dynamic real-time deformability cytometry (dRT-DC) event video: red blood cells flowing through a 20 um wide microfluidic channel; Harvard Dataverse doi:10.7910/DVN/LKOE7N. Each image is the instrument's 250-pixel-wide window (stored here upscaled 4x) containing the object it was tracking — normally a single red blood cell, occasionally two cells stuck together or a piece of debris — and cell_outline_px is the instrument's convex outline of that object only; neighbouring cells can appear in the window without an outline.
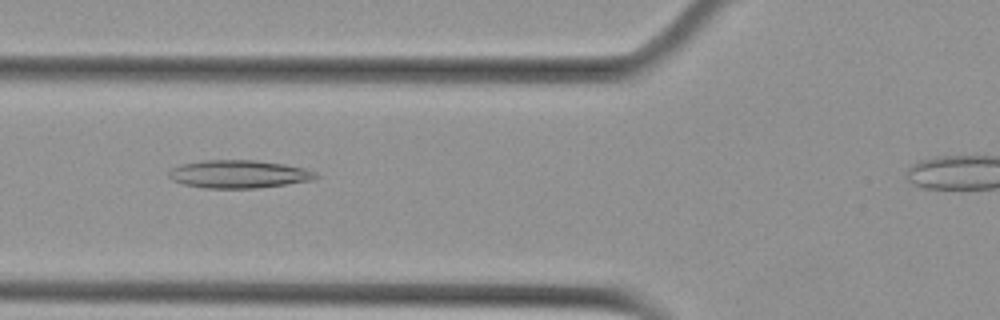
{"species": "Egyptian fruit bat (a non-hibernating species)", "species_latin": "Rousettus aegyptiacus", "temperature_condition": "cold", "stored_images_in_passage": 8, "segment_of_instrument_passage": [1, 2], "camera_frame_rate_fps": 3000, "um_per_image_px": 0.085, "animal": {"sex": "female"}, "frame": {"image": 1, "passage_image": 5, "time_ms": 1.333, "image_size_px": [1000, 320], "cell_outline_px": [[320, 176], [316, 180], [256, 188], [204, 188], [184, 184], [172, 180], [168, 176], [168, 172], [172, 168], [180, 164], [204, 160], [256, 160], [284, 164], [304, 168], [316, 172]], "centroid_in_image_um": [20.32, 14.8], "position_along_channel_um": 105.5, "area_um2": 24.1}}
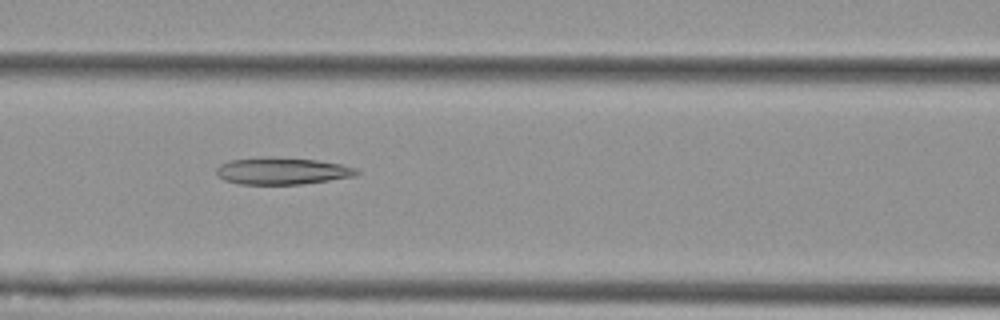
{"frame": {"image": 2, "passage_image": 6, "time_ms": 1.667, "image_size_px": [1000, 320], "cell_outline_px": [[360, 172], [356, 176], [300, 184], [240, 184], [224, 180], [216, 176], [216, 168], [220, 164], [232, 160], [260, 156], [268, 156], [316, 160], [340, 164], [356, 168]], "centroid_in_image_um": [23.94, 14.52], "position_along_channel_um": 142.7, "area_um2": 22.14}}
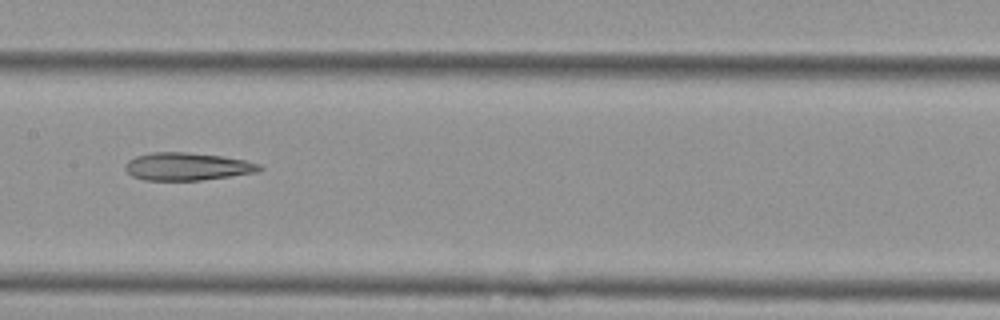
{"frame": {"image": 3, "passage_image": 7, "time_ms": 2.0, "image_size_px": [1000, 320], "cell_outline_px": [[264, 168], [260, 172], [232, 176], [200, 180], [144, 180], [132, 176], [124, 168], [124, 164], [128, 160], [136, 156], [152, 152], [188, 152], [220, 156], [244, 160], [260, 164]], "centroid_in_image_um": [15.92, 14.15], "position_along_channel_um": 191.5, "area_um2": 21.79}}